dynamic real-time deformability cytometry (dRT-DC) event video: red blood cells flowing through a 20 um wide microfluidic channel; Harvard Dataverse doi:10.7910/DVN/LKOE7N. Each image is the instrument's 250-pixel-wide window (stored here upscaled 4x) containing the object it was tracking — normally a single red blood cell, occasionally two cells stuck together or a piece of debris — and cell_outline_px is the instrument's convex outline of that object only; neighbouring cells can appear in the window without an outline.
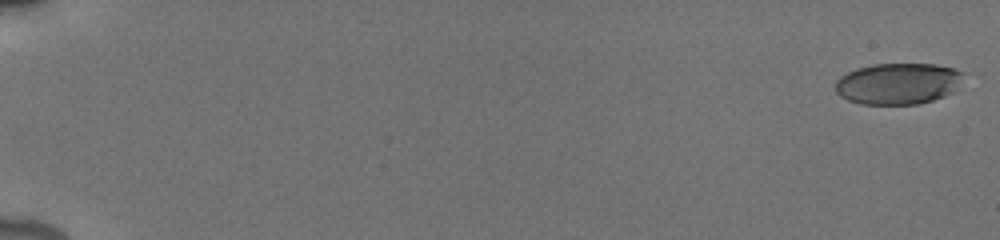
{"species": "human", "species_latin": "Homo sapiens", "temperature_condition": "cold", "stored_images_in_passage": 24, "camera_frame_rate_fps": 3000, "um_per_image_px": 0.085, "donor": {"sex": "male"}, "frame": {"image": 1, "passage_image": 1, "time_ms": 0.0, "image_size_px": [1000, 240], "cell_outline_px": [[964, 72], [952, 92], [944, 96], [932, 100], [916, 104], [860, 104], [848, 100], [840, 96], [836, 92], [836, 80], [840, 76], [856, 68], [872, 64], [936, 64], [952, 68]], "centroid_in_image_um": [76.28, 7.1], "position_along_channel_um": 8.7, "area_um2": 30.63}}
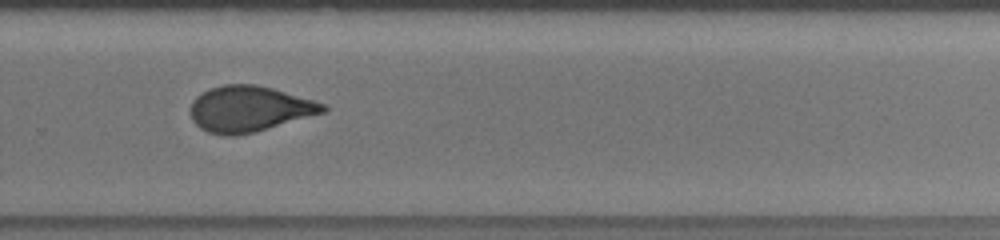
{"frame": {"image": 2, "passage_image": 14, "time_ms": 13.0, "image_size_px": [1000, 240], "cell_outline_px": [[328, 108], [324, 112], [252, 132], [236, 136], [224, 136], [208, 132], [200, 128], [192, 120], [192, 100], [196, 96], [208, 88], [224, 84], [256, 84], [272, 88], [312, 100], [324, 104]], "centroid_in_image_um": [21.13, 9.24], "position_along_channel_um": 308.7, "area_um2": 34.91}}
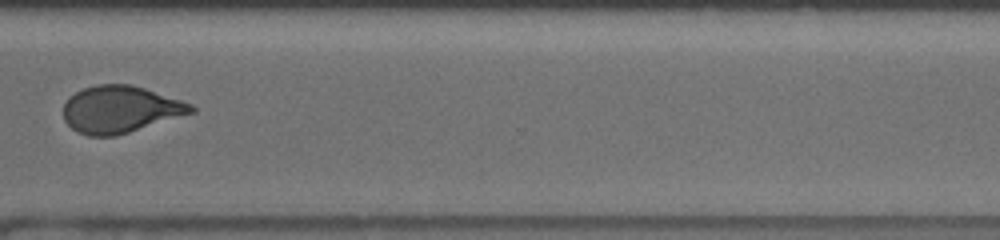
{"frame": {"image": 3, "passage_image": 17, "time_ms": 14.333, "image_size_px": [1000, 240], "cell_outline_px": [[196, 112], [116, 136], [88, 136], [72, 128], [64, 120], [64, 104], [68, 96], [84, 88], [96, 84], [132, 84], [192, 104], [196, 108]], "centroid_in_image_um": [10.22, 9.29], "position_along_channel_um": 360.4, "area_um2": 34.97}, "authors_computed_cell_mechanics": {"area_um2": 34.9401, "velocity_mm_per_s": 3.863, "shape_relaxation_time_tau1_ms": null, "shape_relaxation_time_tau2_ms": 0.9187, "deformation_change_tau1": null, "deformation_change_tau2": 0.059}}